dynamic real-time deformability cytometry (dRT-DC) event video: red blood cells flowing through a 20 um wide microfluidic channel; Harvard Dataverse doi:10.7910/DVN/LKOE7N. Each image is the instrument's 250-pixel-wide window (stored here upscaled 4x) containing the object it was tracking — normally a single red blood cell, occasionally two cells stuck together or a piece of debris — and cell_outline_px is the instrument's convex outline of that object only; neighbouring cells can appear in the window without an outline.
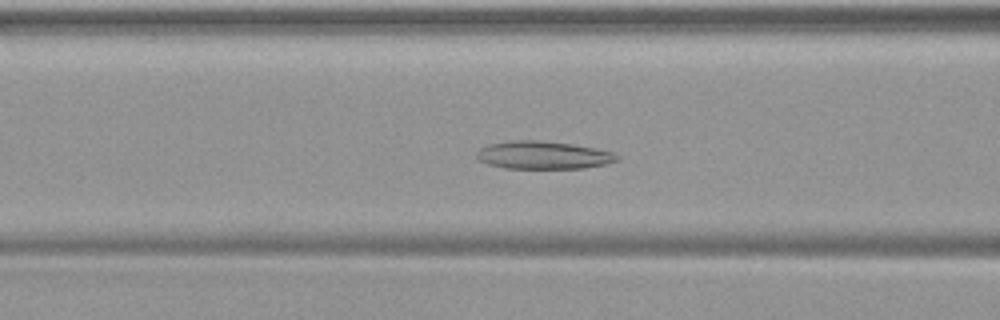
{"species": "common noctule bat (a hibernating species)", "species_latin": "Nyctalus noctula", "temperature_condition": "warm", "stored_images_in_passage": 50, "camera_frame_rate_fps": 3000, "um_per_image_px": 0.085, "animal": {"sex": "female", "body_mass_g": 19.9}, "frame": {"image": 1, "passage_image": 21, "time_ms": 6.667, "image_size_px": [1000, 320], "cell_outline_px": [[620, 160], [608, 164], [584, 168], [504, 168], [488, 164], [480, 160], [476, 156], [476, 152], [480, 148], [488, 144], [512, 140], [536, 140], [572, 144], [596, 148], [612, 152], [620, 156]], "centroid_in_image_um": [46.2, 13.18], "position_along_channel_um": 120.4, "area_um2": 22.89}}
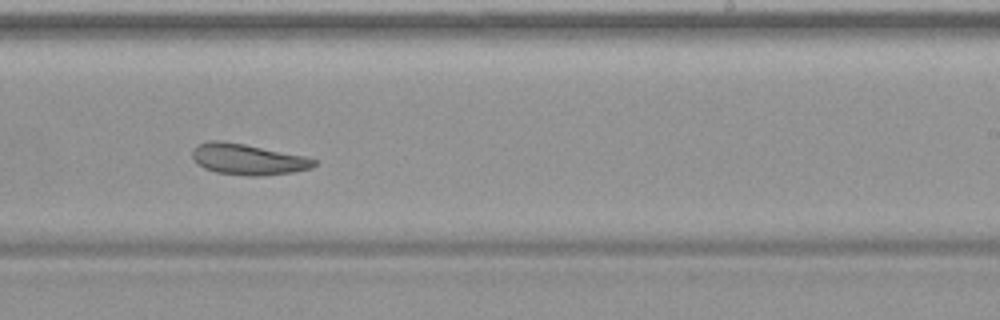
{"frame": {"image": 2, "passage_image": 32, "time_ms": 10.333, "image_size_px": [1000, 320], "cell_outline_px": [[316, 164], [312, 168], [292, 172], [264, 176], [248, 176], [216, 172], [204, 168], [192, 156], [192, 148], [196, 144], [208, 140], [220, 140], [244, 144], [304, 156], [316, 160]], "centroid_in_image_um": [21.04, 13.54], "position_along_channel_um": 268.0, "area_um2": 21.91}}
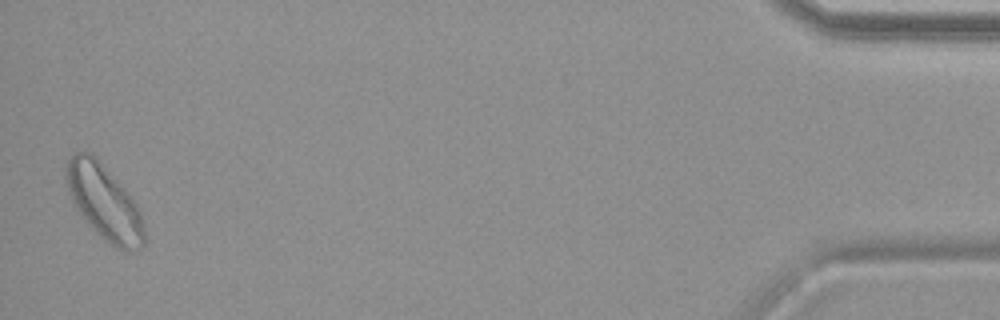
{"frame": {"image": 3, "passage_image": 50, "time_ms": 16.333, "image_size_px": [1000, 320], "cell_outline_px": [[148, 240], [140, 252], [124, 252], [116, 248], [104, 240], [84, 220], [76, 208], [72, 200], [64, 176], [64, 164], [76, 152], [92, 152], [96, 156], [132, 196], [140, 208]], "centroid_in_image_um": [8.92, 17.24], "position_along_channel_um": 426.3, "area_um2": 35.2}}